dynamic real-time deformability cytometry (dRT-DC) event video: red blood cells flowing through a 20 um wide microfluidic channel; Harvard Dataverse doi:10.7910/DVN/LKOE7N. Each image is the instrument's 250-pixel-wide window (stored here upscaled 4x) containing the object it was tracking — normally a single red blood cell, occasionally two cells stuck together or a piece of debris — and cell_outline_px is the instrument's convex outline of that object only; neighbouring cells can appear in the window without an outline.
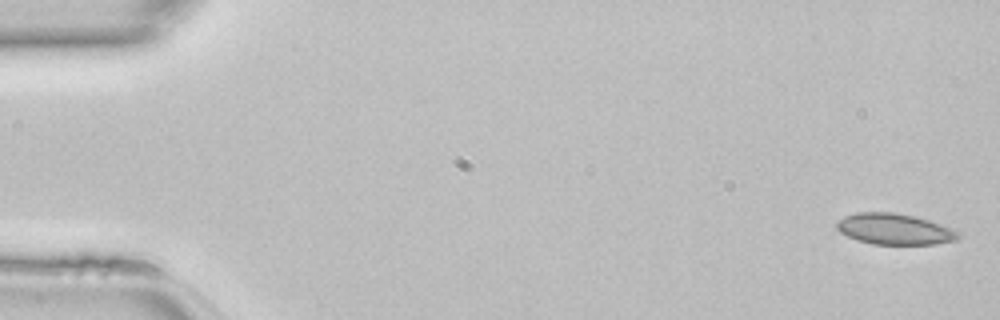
{"species": "common noctule bat (a hibernating species)", "species_latin": "Nyctalus noctula", "temperature_condition": "room temperature", "stored_images_in_passage": 46, "camera_frame_rate_fps": 3000, "um_per_image_px": 0.085, "animal": {"sex": "female", "body_mass_g": 22.7, "forearm_length_mm": 54.2}, "frame": {"image": 1, "passage_image": 1, "time_ms": 0.0, "image_size_px": [1000, 320], "cell_outline_px": [[960, 236], [956, 240], [936, 244], [872, 244], [856, 240], [840, 232], [836, 228], [836, 220], [844, 216], [856, 212], [892, 212], [916, 216], [940, 224], [960, 232]], "centroid_in_image_um": [76.0, 19.47], "position_along_channel_um": 9.0, "area_um2": 22.08}}
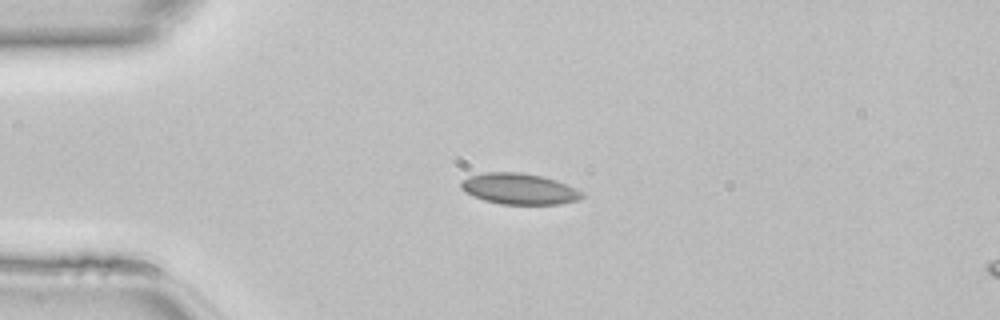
{"frame": {"image": 2, "passage_image": 11, "time_ms": 3.333, "image_size_px": [1000, 320], "cell_outline_px": [[584, 196], [580, 200], [560, 204], [500, 204], [484, 200], [472, 196], [464, 192], [460, 188], [460, 180], [468, 176], [484, 172], [520, 172], [544, 176], [556, 180], [584, 192]], "centroid_in_image_um": [44.11, 16.05], "position_along_channel_um": 40.9, "area_um2": 22.2}}
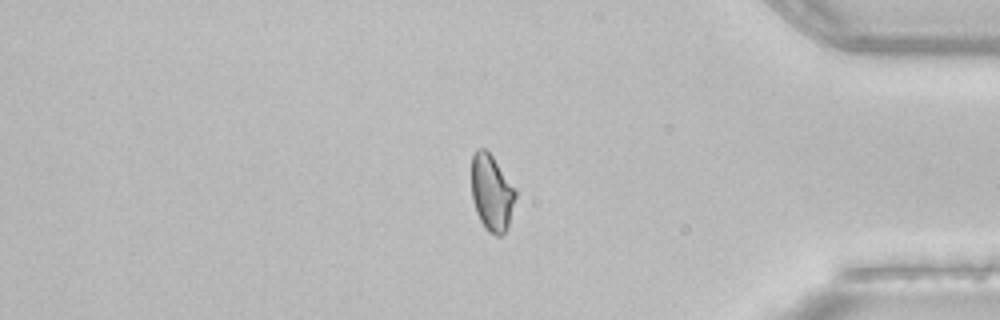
{"frame": {"image": 3, "passage_image": 39, "time_ms": 12.667, "image_size_px": [1000, 320], "cell_outline_px": [[516, 196], [508, 228], [500, 236], [496, 236], [488, 232], [484, 228], [476, 212], [472, 200], [472, 156], [476, 148], [484, 148], [492, 156], [516, 188]], "centroid_in_image_um": [41.8, 16.4], "position_along_channel_um": 393.4, "area_um2": 19.77}}